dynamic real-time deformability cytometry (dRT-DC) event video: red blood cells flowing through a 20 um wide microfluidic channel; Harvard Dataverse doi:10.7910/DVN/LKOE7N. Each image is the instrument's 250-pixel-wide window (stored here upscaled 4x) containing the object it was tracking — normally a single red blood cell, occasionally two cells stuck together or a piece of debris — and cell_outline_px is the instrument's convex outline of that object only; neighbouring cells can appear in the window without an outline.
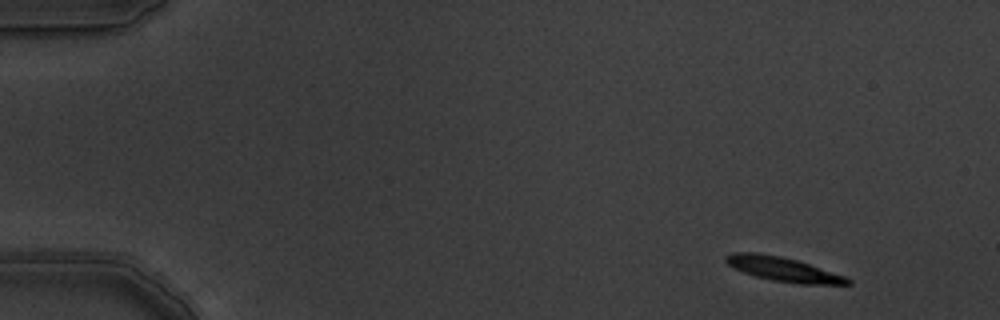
{"species": "common noctule bat (a hibernating species)", "species_latin": "Nyctalus noctula", "temperature_condition": "warm", "stored_images_in_passage": 4, "camera_frame_rate_fps": 3000, "um_per_image_px": 0.085, "animal": {"sex": "male", "body_mass_g": 19.5, "forearm_length_mm": 54.6}, "frame": {"image": 1, "passage_image": 1, "time_ms": 0.0, "image_size_px": [1000, 320], "cell_outline_px": [[852, 284], [800, 284], [772, 280], [756, 276], [732, 268], [724, 260], [724, 256], [732, 252], [756, 252], [780, 256], [796, 260], [844, 276], [852, 280]], "centroid_in_image_um": [66.51, 22.87], "position_along_channel_um": 18.5, "area_um2": 17.05}}
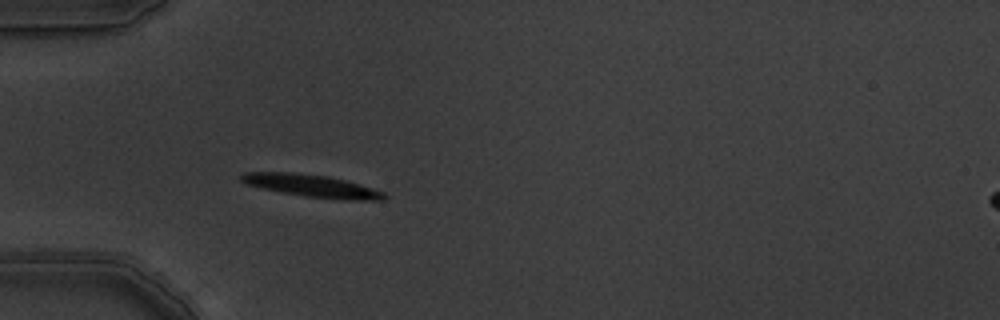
{"frame": {"image": 2, "passage_image": 4, "time_ms": 1.0, "image_size_px": [1000, 320], "cell_outline_px": [[388, 196], [384, 200], [348, 200], [308, 196], [284, 192], [264, 188], [248, 184], [240, 180], [240, 176], [244, 172], [292, 172], [328, 176], [360, 184], [384, 192]], "centroid_in_image_um": [26.56, 15.78], "position_along_channel_um": 58.4, "area_um2": 18.32}}